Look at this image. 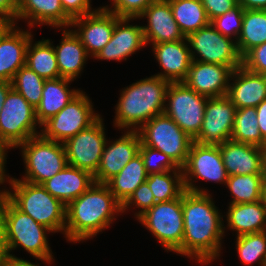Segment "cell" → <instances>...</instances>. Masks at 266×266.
<instances>
[{"instance_id":"obj_1","label":"cell","mask_w":266,"mask_h":266,"mask_svg":"<svg viewBox=\"0 0 266 266\" xmlns=\"http://www.w3.org/2000/svg\"><path fill=\"white\" fill-rule=\"evenodd\" d=\"M184 234L178 254L208 264L219 257L224 225L210 194H182ZM216 258V259H215Z\"/></svg>"},{"instance_id":"obj_2","label":"cell","mask_w":266,"mask_h":266,"mask_svg":"<svg viewBox=\"0 0 266 266\" xmlns=\"http://www.w3.org/2000/svg\"><path fill=\"white\" fill-rule=\"evenodd\" d=\"M122 204L107 184H94L66 206L65 234L68 241L88 240L107 228Z\"/></svg>"},{"instance_id":"obj_3","label":"cell","mask_w":266,"mask_h":266,"mask_svg":"<svg viewBox=\"0 0 266 266\" xmlns=\"http://www.w3.org/2000/svg\"><path fill=\"white\" fill-rule=\"evenodd\" d=\"M169 84L154 75L124 88L115 109L114 125L119 129L134 126L135 129L130 130L137 131L154 116L162 114Z\"/></svg>"},{"instance_id":"obj_4","label":"cell","mask_w":266,"mask_h":266,"mask_svg":"<svg viewBox=\"0 0 266 266\" xmlns=\"http://www.w3.org/2000/svg\"><path fill=\"white\" fill-rule=\"evenodd\" d=\"M1 212L5 254L10 255L11 250L21 246L33 257L49 264L53 256L46 232L52 231L17 209L6 197L1 198Z\"/></svg>"},{"instance_id":"obj_5","label":"cell","mask_w":266,"mask_h":266,"mask_svg":"<svg viewBox=\"0 0 266 266\" xmlns=\"http://www.w3.org/2000/svg\"><path fill=\"white\" fill-rule=\"evenodd\" d=\"M13 191L0 190L17 209L31 216L37 223L54 232H65L66 206L53 197L42 185L24 180H8Z\"/></svg>"},{"instance_id":"obj_6","label":"cell","mask_w":266,"mask_h":266,"mask_svg":"<svg viewBox=\"0 0 266 266\" xmlns=\"http://www.w3.org/2000/svg\"><path fill=\"white\" fill-rule=\"evenodd\" d=\"M22 146V147H21ZM26 174L24 181L42 185L67 165L63 143L44 138L41 134L21 143Z\"/></svg>"},{"instance_id":"obj_7","label":"cell","mask_w":266,"mask_h":266,"mask_svg":"<svg viewBox=\"0 0 266 266\" xmlns=\"http://www.w3.org/2000/svg\"><path fill=\"white\" fill-rule=\"evenodd\" d=\"M137 131L142 145L165 153L180 168L185 165L193 138L169 116H154Z\"/></svg>"},{"instance_id":"obj_8","label":"cell","mask_w":266,"mask_h":266,"mask_svg":"<svg viewBox=\"0 0 266 266\" xmlns=\"http://www.w3.org/2000/svg\"><path fill=\"white\" fill-rule=\"evenodd\" d=\"M36 109L13 88L8 92L0 110V143L17 148L31 137L39 135Z\"/></svg>"},{"instance_id":"obj_9","label":"cell","mask_w":266,"mask_h":266,"mask_svg":"<svg viewBox=\"0 0 266 266\" xmlns=\"http://www.w3.org/2000/svg\"><path fill=\"white\" fill-rule=\"evenodd\" d=\"M166 100L169 102L165 104L163 113L194 139L202 127L208 97L178 82L169 84Z\"/></svg>"},{"instance_id":"obj_10","label":"cell","mask_w":266,"mask_h":266,"mask_svg":"<svg viewBox=\"0 0 266 266\" xmlns=\"http://www.w3.org/2000/svg\"><path fill=\"white\" fill-rule=\"evenodd\" d=\"M138 220L160 241L167 251L175 252L184 234L182 195L165 202L155 203Z\"/></svg>"},{"instance_id":"obj_11","label":"cell","mask_w":266,"mask_h":266,"mask_svg":"<svg viewBox=\"0 0 266 266\" xmlns=\"http://www.w3.org/2000/svg\"><path fill=\"white\" fill-rule=\"evenodd\" d=\"M84 92H80L60 112L42 126L41 135L49 140L64 143L78 132L87 129L99 117Z\"/></svg>"},{"instance_id":"obj_12","label":"cell","mask_w":266,"mask_h":266,"mask_svg":"<svg viewBox=\"0 0 266 266\" xmlns=\"http://www.w3.org/2000/svg\"><path fill=\"white\" fill-rule=\"evenodd\" d=\"M186 38L191 47L192 60L225 65L232 70L242 66V57L237 49L236 40L223 36L211 24L189 34ZM195 53L201 57L196 58Z\"/></svg>"},{"instance_id":"obj_13","label":"cell","mask_w":266,"mask_h":266,"mask_svg":"<svg viewBox=\"0 0 266 266\" xmlns=\"http://www.w3.org/2000/svg\"><path fill=\"white\" fill-rule=\"evenodd\" d=\"M182 172L185 191L193 193L207 194L204 189L197 188L191 182L192 178L224 184L228 180L219 145L200 144L193 141Z\"/></svg>"},{"instance_id":"obj_14","label":"cell","mask_w":266,"mask_h":266,"mask_svg":"<svg viewBox=\"0 0 266 266\" xmlns=\"http://www.w3.org/2000/svg\"><path fill=\"white\" fill-rule=\"evenodd\" d=\"M102 120L99 117L87 129L63 143L68 165L88 171L93 176L96 174L107 141Z\"/></svg>"},{"instance_id":"obj_15","label":"cell","mask_w":266,"mask_h":266,"mask_svg":"<svg viewBox=\"0 0 266 266\" xmlns=\"http://www.w3.org/2000/svg\"><path fill=\"white\" fill-rule=\"evenodd\" d=\"M236 110L227 96L208 98L201 130L193 141L220 145L231 140Z\"/></svg>"},{"instance_id":"obj_16","label":"cell","mask_w":266,"mask_h":266,"mask_svg":"<svg viewBox=\"0 0 266 266\" xmlns=\"http://www.w3.org/2000/svg\"><path fill=\"white\" fill-rule=\"evenodd\" d=\"M78 27L73 32L81 40L87 53L95 57L110 41L115 28V14L103 7L95 12L72 19L70 27Z\"/></svg>"},{"instance_id":"obj_17","label":"cell","mask_w":266,"mask_h":266,"mask_svg":"<svg viewBox=\"0 0 266 266\" xmlns=\"http://www.w3.org/2000/svg\"><path fill=\"white\" fill-rule=\"evenodd\" d=\"M107 144L109 143L106 141L98 169L94 175V180L97 183L106 184L117 175L138 154L141 140L138 131L128 130L111 145Z\"/></svg>"},{"instance_id":"obj_18","label":"cell","mask_w":266,"mask_h":266,"mask_svg":"<svg viewBox=\"0 0 266 266\" xmlns=\"http://www.w3.org/2000/svg\"><path fill=\"white\" fill-rule=\"evenodd\" d=\"M229 66L192 60L183 83L208 98L226 96L232 74Z\"/></svg>"},{"instance_id":"obj_19","label":"cell","mask_w":266,"mask_h":266,"mask_svg":"<svg viewBox=\"0 0 266 266\" xmlns=\"http://www.w3.org/2000/svg\"><path fill=\"white\" fill-rule=\"evenodd\" d=\"M147 17L148 25L142 26L145 43L175 42L186 37L176 23L168 0H154L139 16Z\"/></svg>"},{"instance_id":"obj_20","label":"cell","mask_w":266,"mask_h":266,"mask_svg":"<svg viewBox=\"0 0 266 266\" xmlns=\"http://www.w3.org/2000/svg\"><path fill=\"white\" fill-rule=\"evenodd\" d=\"M132 18H120L115 14V28L110 41L97 53L96 59L126 60L134 52L145 47L142 26L130 25Z\"/></svg>"},{"instance_id":"obj_21","label":"cell","mask_w":266,"mask_h":266,"mask_svg":"<svg viewBox=\"0 0 266 266\" xmlns=\"http://www.w3.org/2000/svg\"><path fill=\"white\" fill-rule=\"evenodd\" d=\"M12 23L0 36V81L11 82L16 72L26 65V51L31 35Z\"/></svg>"},{"instance_id":"obj_22","label":"cell","mask_w":266,"mask_h":266,"mask_svg":"<svg viewBox=\"0 0 266 266\" xmlns=\"http://www.w3.org/2000/svg\"><path fill=\"white\" fill-rule=\"evenodd\" d=\"M187 44V38L175 42L153 44L155 58L164 70V73H158L155 76L170 83L183 82L192 63L190 47Z\"/></svg>"},{"instance_id":"obj_23","label":"cell","mask_w":266,"mask_h":266,"mask_svg":"<svg viewBox=\"0 0 266 266\" xmlns=\"http://www.w3.org/2000/svg\"><path fill=\"white\" fill-rule=\"evenodd\" d=\"M227 97L237 109L257 107L266 99V75L253 73L243 66L232 71Z\"/></svg>"},{"instance_id":"obj_24","label":"cell","mask_w":266,"mask_h":266,"mask_svg":"<svg viewBox=\"0 0 266 266\" xmlns=\"http://www.w3.org/2000/svg\"><path fill=\"white\" fill-rule=\"evenodd\" d=\"M219 147L228 176L262 174V147L232 140Z\"/></svg>"},{"instance_id":"obj_25","label":"cell","mask_w":266,"mask_h":266,"mask_svg":"<svg viewBox=\"0 0 266 266\" xmlns=\"http://www.w3.org/2000/svg\"><path fill=\"white\" fill-rule=\"evenodd\" d=\"M94 176L88 171L67 165L63 170L46 180L42 186L67 206L94 184Z\"/></svg>"},{"instance_id":"obj_26","label":"cell","mask_w":266,"mask_h":266,"mask_svg":"<svg viewBox=\"0 0 266 266\" xmlns=\"http://www.w3.org/2000/svg\"><path fill=\"white\" fill-rule=\"evenodd\" d=\"M29 18V26L47 24L68 27L72 19L64 12L60 0H18L16 19Z\"/></svg>"},{"instance_id":"obj_27","label":"cell","mask_w":266,"mask_h":266,"mask_svg":"<svg viewBox=\"0 0 266 266\" xmlns=\"http://www.w3.org/2000/svg\"><path fill=\"white\" fill-rule=\"evenodd\" d=\"M72 80L66 78L45 80L40 104L36 107L39 126L60 112L81 91L68 89Z\"/></svg>"},{"instance_id":"obj_28","label":"cell","mask_w":266,"mask_h":266,"mask_svg":"<svg viewBox=\"0 0 266 266\" xmlns=\"http://www.w3.org/2000/svg\"><path fill=\"white\" fill-rule=\"evenodd\" d=\"M60 45L54 47L61 78L76 79L83 70L88 53L81 40L72 30H63Z\"/></svg>"},{"instance_id":"obj_29","label":"cell","mask_w":266,"mask_h":266,"mask_svg":"<svg viewBox=\"0 0 266 266\" xmlns=\"http://www.w3.org/2000/svg\"><path fill=\"white\" fill-rule=\"evenodd\" d=\"M226 216L227 227L237 231V236L266 231V206L262 200L230 204Z\"/></svg>"},{"instance_id":"obj_30","label":"cell","mask_w":266,"mask_h":266,"mask_svg":"<svg viewBox=\"0 0 266 266\" xmlns=\"http://www.w3.org/2000/svg\"><path fill=\"white\" fill-rule=\"evenodd\" d=\"M148 175L138 153L106 184L115 198L123 204L142 183L146 182Z\"/></svg>"},{"instance_id":"obj_31","label":"cell","mask_w":266,"mask_h":266,"mask_svg":"<svg viewBox=\"0 0 266 266\" xmlns=\"http://www.w3.org/2000/svg\"><path fill=\"white\" fill-rule=\"evenodd\" d=\"M32 40L33 38L30 39L26 51V66L45 80L60 78L56 53L50 40L42 39L33 43V46Z\"/></svg>"},{"instance_id":"obj_32","label":"cell","mask_w":266,"mask_h":266,"mask_svg":"<svg viewBox=\"0 0 266 266\" xmlns=\"http://www.w3.org/2000/svg\"><path fill=\"white\" fill-rule=\"evenodd\" d=\"M168 1L174 19L185 37L210 24L201 0Z\"/></svg>"},{"instance_id":"obj_33","label":"cell","mask_w":266,"mask_h":266,"mask_svg":"<svg viewBox=\"0 0 266 266\" xmlns=\"http://www.w3.org/2000/svg\"><path fill=\"white\" fill-rule=\"evenodd\" d=\"M266 42V10H244L242 31L236 42L241 57Z\"/></svg>"},{"instance_id":"obj_34","label":"cell","mask_w":266,"mask_h":266,"mask_svg":"<svg viewBox=\"0 0 266 266\" xmlns=\"http://www.w3.org/2000/svg\"><path fill=\"white\" fill-rule=\"evenodd\" d=\"M171 172L173 176H171ZM148 183L155 202H165L179 198L184 192V181L182 168L162 173H151L148 175Z\"/></svg>"},{"instance_id":"obj_35","label":"cell","mask_w":266,"mask_h":266,"mask_svg":"<svg viewBox=\"0 0 266 266\" xmlns=\"http://www.w3.org/2000/svg\"><path fill=\"white\" fill-rule=\"evenodd\" d=\"M231 140L238 143L256 145L262 148L266 146V141L262 138L258 127L256 107L236 110Z\"/></svg>"},{"instance_id":"obj_36","label":"cell","mask_w":266,"mask_h":266,"mask_svg":"<svg viewBox=\"0 0 266 266\" xmlns=\"http://www.w3.org/2000/svg\"><path fill=\"white\" fill-rule=\"evenodd\" d=\"M226 185L233 196L231 204L254 203L261 200L262 174L228 176Z\"/></svg>"},{"instance_id":"obj_37","label":"cell","mask_w":266,"mask_h":266,"mask_svg":"<svg viewBox=\"0 0 266 266\" xmlns=\"http://www.w3.org/2000/svg\"><path fill=\"white\" fill-rule=\"evenodd\" d=\"M11 83L12 88L36 109L41 101L45 79L24 65L16 72Z\"/></svg>"},{"instance_id":"obj_38","label":"cell","mask_w":266,"mask_h":266,"mask_svg":"<svg viewBox=\"0 0 266 266\" xmlns=\"http://www.w3.org/2000/svg\"><path fill=\"white\" fill-rule=\"evenodd\" d=\"M236 249L240 261L251 265L259 261L264 266L266 260V231L237 236Z\"/></svg>"},{"instance_id":"obj_39","label":"cell","mask_w":266,"mask_h":266,"mask_svg":"<svg viewBox=\"0 0 266 266\" xmlns=\"http://www.w3.org/2000/svg\"><path fill=\"white\" fill-rule=\"evenodd\" d=\"M243 14L244 8L238 4L225 14L212 19L210 24L225 37L232 38L234 35L237 42L242 31Z\"/></svg>"},{"instance_id":"obj_40","label":"cell","mask_w":266,"mask_h":266,"mask_svg":"<svg viewBox=\"0 0 266 266\" xmlns=\"http://www.w3.org/2000/svg\"><path fill=\"white\" fill-rule=\"evenodd\" d=\"M138 153L141 155L148 174L173 171L179 168L165 153L149 146L140 144Z\"/></svg>"},{"instance_id":"obj_41","label":"cell","mask_w":266,"mask_h":266,"mask_svg":"<svg viewBox=\"0 0 266 266\" xmlns=\"http://www.w3.org/2000/svg\"><path fill=\"white\" fill-rule=\"evenodd\" d=\"M114 9L103 7L120 18L136 19L154 0H112Z\"/></svg>"},{"instance_id":"obj_42","label":"cell","mask_w":266,"mask_h":266,"mask_svg":"<svg viewBox=\"0 0 266 266\" xmlns=\"http://www.w3.org/2000/svg\"><path fill=\"white\" fill-rule=\"evenodd\" d=\"M154 195L147 182L142 183L122 204V213L128 209L129 205L133 204L141 210L136 213V218H139L147 210L155 204Z\"/></svg>"},{"instance_id":"obj_43","label":"cell","mask_w":266,"mask_h":266,"mask_svg":"<svg viewBox=\"0 0 266 266\" xmlns=\"http://www.w3.org/2000/svg\"><path fill=\"white\" fill-rule=\"evenodd\" d=\"M242 66L253 73L266 75V42L249 50L242 57Z\"/></svg>"},{"instance_id":"obj_44","label":"cell","mask_w":266,"mask_h":266,"mask_svg":"<svg viewBox=\"0 0 266 266\" xmlns=\"http://www.w3.org/2000/svg\"><path fill=\"white\" fill-rule=\"evenodd\" d=\"M201 3L210 21L238 5L237 0H201Z\"/></svg>"},{"instance_id":"obj_45","label":"cell","mask_w":266,"mask_h":266,"mask_svg":"<svg viewBox=\"0 0 266 266\" xmlns=\"http://www.w3.org/2000/svg\"><path fill=\"white\" fill-rule=\"evenodd\" d=\"M64 12L71 18L88 15L93 12L90 0H60Z\"/></svg>"},{"instance_id":"obj_46","label":"cell","mask_w":266,"mask_h":266,"mask_svg":"<svg viewBox=\"0 0 266 266\" xmlns=\"http://www.w3.org/2000/svg\"><path fill=\"white\" fill-rule=\"evenodd\" d=\"M18 0H0V17L15 24Z\"/></svg>"},{"instance_id":"obj_47","label":"cell","mask_w":266,"mask_h":266,"mask_svg":"<svg viewBox=\"0 0 266 266\" xmlns=\"http://www.w3.org/2000/svg\"><path fill=\"white\" fill-rule=\"evenodd\" d=\"M256 114L260 133L262 138L266 141V99L256 107Z\"/></svg>"},{"instance_id":"obj_48","label":"cell","mask_w":266,"mask_h":266,"mask_svg":"<svg viewBox=\"0 0 266 266\" xmlns=\"http://www.w3.org/2000/svg\"><path fill=\"white\" fill-rule=\"evenodd\" d=\"M0 266H39L35 265L27 260L20 259L14 255L4 254L0 257Z\"/></svg>"},{"instance_id":"obj_49","label":"cell","mask_w":266,"mask_h":266,"mask_svg":"<svg viewBox=\"0 0 266 266\" xmlns=\"http://www.w3.org/2000/svg\"><path fill=\"white\" fill-rule=\"evenodd\" d=\"M244 10H266V0H237Z\"/></svg>"},{"instance_id":"obj_50","label":"cell","mask_w":266,"mask_h":266,"mask_svg":"<svg viewBox=\"0 0 266 266\" xmlns=\"http://www.w3.org/2000/svg\"><path fill=\"white\" fill-rule=\"evenodd\" d=\"M9 149L6 145L0 143V184H3L5 182L6 176H5V162H6V150Z\"/></svg>"},{"instance_id":"obj_51","label":"cell","mask_w":266,"mask_h":266,"mask_svg":"<svg viewBox=\"0 0 266 266\" xmlns=\"http://www.w3.org/2000/svg\"><path fill=\"white\" fill-rule=\"evenodd\" d=\"M12 89V83L8 81H0V110L3 107L8 92Z\"/></svg>"},{"instance_id":"obj_52","label":"cell","mask_w":266,"mask_h":266,"mask_svg":"<svg viewBox=\"0 0 266 266\" xmlns=\"http://www.w3.org/2000/svg\"><path fill=\"white\" fill-rule=\"evenodd\" d=\"M5 254L3 244V229H2V212H1V198H0V257Z\"/></svg>"},{"instance_id":"obj_53","label":"cell","mask_w":266,"mask_h":266,"mask_svg":"<svg viewBox=\"0 0 266 266\" xmlns=\"http://www.w3.org/2000/svg\"><path fill=\"white\" fill-rule=\"evenodd\" d=\"M12 24L9 20L0 17V36L4 33V31Z\"/></svg>"},{"instance_id":"obj_54","label":"cell","mask_w":266,"mask_h":266,"mask_svg":"<svg viewBox=\"0 0 266 266\" xmlns=\"http://www.w3.org/2000/svg\"><path fill=\"white\" fill-rule=\"evenodd\" d=\"M262 176H263V180H266V146L263 148Z\"/></svg>"},{"instance_id":"obj_55","label":"cell","mask_w":266,"mask_h":266,"mask_svg":"<svg viewBox=\"0 0 266 266\" xmlns=\"http://www.w3.org/2000/svg\"><path fill=\"white\" fill-rule=\"evenodd\" d=\"M261 200L266 206V180H263Z\"/></svg>"}]
</instances>
